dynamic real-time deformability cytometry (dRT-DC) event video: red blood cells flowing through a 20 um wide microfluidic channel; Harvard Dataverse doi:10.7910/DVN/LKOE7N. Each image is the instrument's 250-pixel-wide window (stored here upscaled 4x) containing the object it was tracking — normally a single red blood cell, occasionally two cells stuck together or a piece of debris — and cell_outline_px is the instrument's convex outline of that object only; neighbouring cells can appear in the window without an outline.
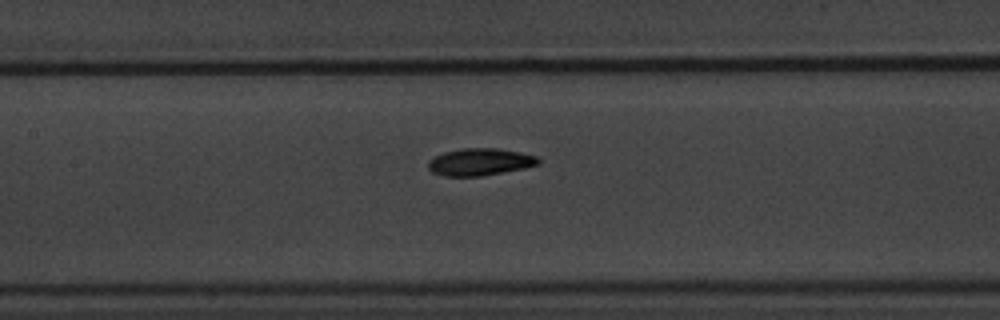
{"species": "common noctule bat (a hibernating species)", "species_latin": "Nyctalus noctula", "temperature_condition": "warm", "stored_images_in_passage": 9, "camera_frame_rate_fps": 3000, "um_per_image_px": 0.085, "animal": {"sex": "male", "body_mass_g": 20.1, "forearm_length_mm": 53.5}, "frame": {"image": 1, "passage_image": 9, "time_ms": 11.0, "image_size_px": [1000, 320], "cell_outline_px": [[540, 164], [524, 168], [480, 176], [444, 176], [432, 172], [428, 168], [428, 160], [444, 152], [464, 148], [496, 148], [520, 152], [536, 156], [540, 160]], "centroid_in_image_um": [40.79, 13.76], "position_along_channel_um": 166.6, "area_um2": 17.34}}